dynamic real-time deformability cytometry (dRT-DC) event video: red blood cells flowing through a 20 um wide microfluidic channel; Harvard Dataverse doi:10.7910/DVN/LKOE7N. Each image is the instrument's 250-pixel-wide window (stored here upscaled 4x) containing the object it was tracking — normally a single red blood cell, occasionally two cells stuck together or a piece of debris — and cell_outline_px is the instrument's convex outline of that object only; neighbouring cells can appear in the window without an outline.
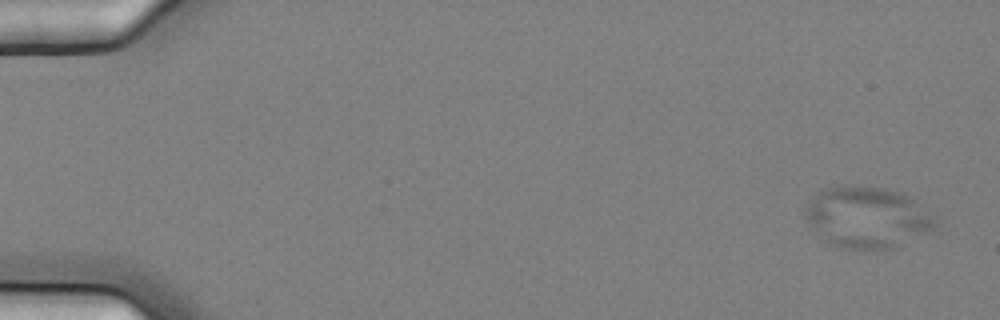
{"species": "common noctule bat (a hibernating species)", "species_latin": "Nyctalus noctula", "temperature_condition": "cold", "stored_images_in_passage": 14, "camera_frame_rate_fps": 3000, "um_per_image_px": 0.085, "animal": {"sex": "female", "body_mass_g": 25.1}, "frame": {"image": 1, "passage_image": 1, "time_ms": 0.0, "image_size_px": [1000, 320], "cell_outline_px": [[936, 224], [932, 228], [896, 248], [844, 248], [816, 236], [804, 216], [804, 212], [808, 200], [824, 188], [840, 184], [856, 184], [884, 188], [900, 192], [916, 200], [936, 216]], "centroid_in_image_um": [73.67, 18.42], "position_along_channel_um": 11.3, "area_um2": 46.7}}
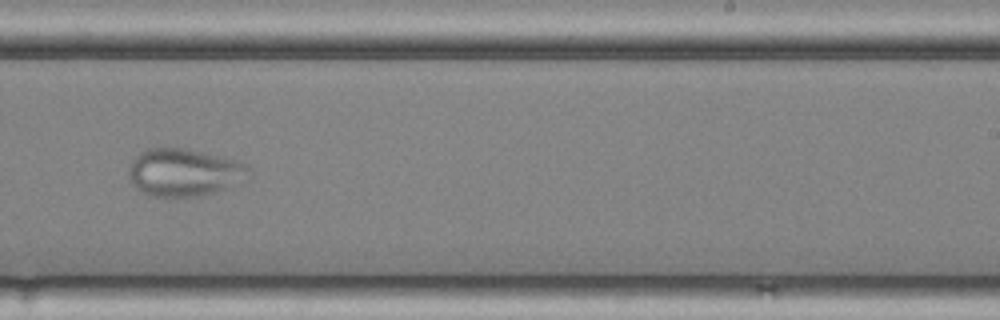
{"frame": {"image": 2, "passage_image": 10, "time_ms": 3.0, "image_size_px": [1000, 320], "cell_outline_px": [[248, 180], [212, 192], [196, 196], [148, 196], [136, 188], [132, 184], [128, 176], [128, 172], [132, 160], [140, 152], [148, 148], [184, 148], [224, 156], [236, 160], [244, 164], [248, 168]], "centroid_in_image_um": [15.62, 14.64], "position_along_channel_um": 273.4, "area_um2": 33.23}}
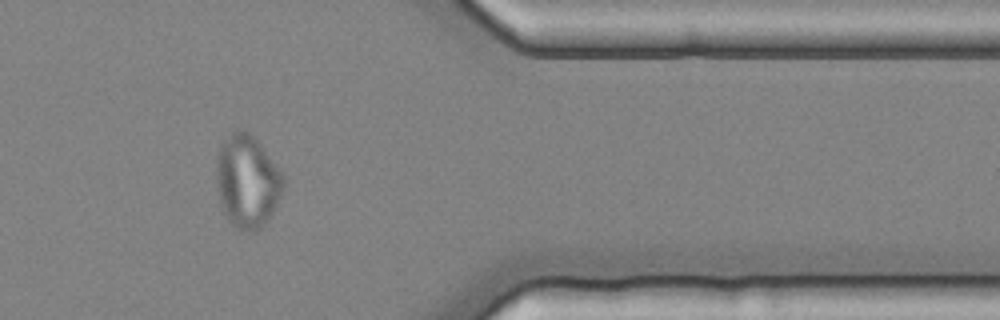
{"frame": {"image": 3, "passage_image": 13, "time_ms": 4.0, "image_size_px": [1000, 320], "cell_outline_px": [[284, 192], [268, 220], [256, 232], [236, 228], [228, 220], [220, 204], [216, 176], [216, 156], [220, 144], [232, 132], [240, 128], [244, 128], [260, 144], [280, 168], [284, 176]], "centroid_in_image_um": [21.02, 15.4], "position_along_channel_um": 390.4, "area_um2": 36.59}}